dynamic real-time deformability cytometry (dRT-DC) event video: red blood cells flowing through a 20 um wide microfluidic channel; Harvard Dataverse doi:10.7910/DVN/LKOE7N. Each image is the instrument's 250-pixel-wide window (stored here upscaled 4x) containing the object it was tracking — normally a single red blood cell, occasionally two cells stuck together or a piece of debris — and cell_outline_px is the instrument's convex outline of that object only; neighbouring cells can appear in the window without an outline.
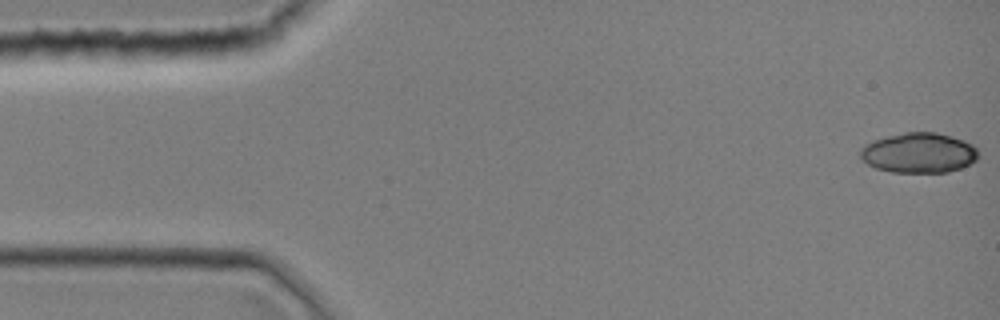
{"species": "common noctule bat (a hibernating species)", "species_latin": "Nyctalus noctula", "temperature_condition": "room temperature", "stored_images_in_passage": 43, "camera_frame_rate_fps": 3000, "um_per_image_px": 0.085, "animal": {"sex": "female", "body_mass_g": 19.0, "forearm_length_mm": 51.5}, "frame": {"image": 1, "passage_image": 1, "time_ms": 0.0, "image_size_px": [1000, 320], "cell_outline_px": [[976, 160], [960, 168], [948, 172], [892, 172], [876, 168], [868, 164], [860, 156], [860, 148], [872, 140], [904, 132], [936, 132], [952, 136], [964, 140], [972, 144], [976, 148]], "centroid_in_image_um": [78.08, 12.98], "position_along_channel_um": 6.9, "area_um2": 27.46}}
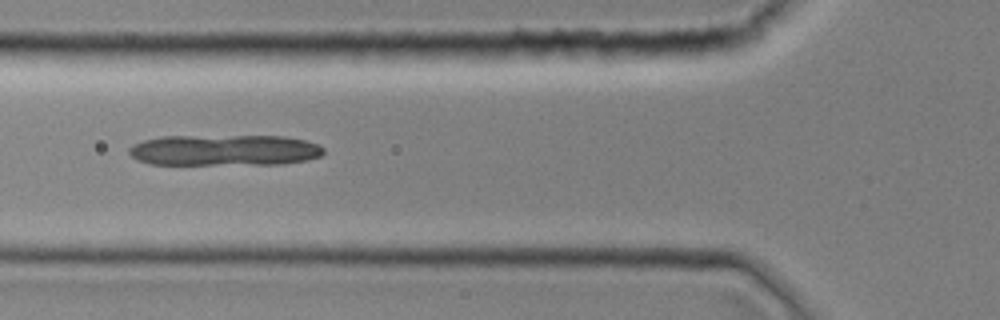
{"frame": {"image": 2, "passage_image": 16, "time_ms": 5.0, "image_size_px": [1000, 320], "cell_outline_px": [[324, 152], [320, 156], [308, 160], [280, 164], [148, 164], [136, 160], [128, 152], [128, 148], [132, 144], [144, 140], [160, 136], [284, 136], [304, 140], [316, 144], [324, 148]], "centroid_in_image_um": [19.04, 12.76], "position_along_channel_um": 106.8, "area_um2": 35.37}}
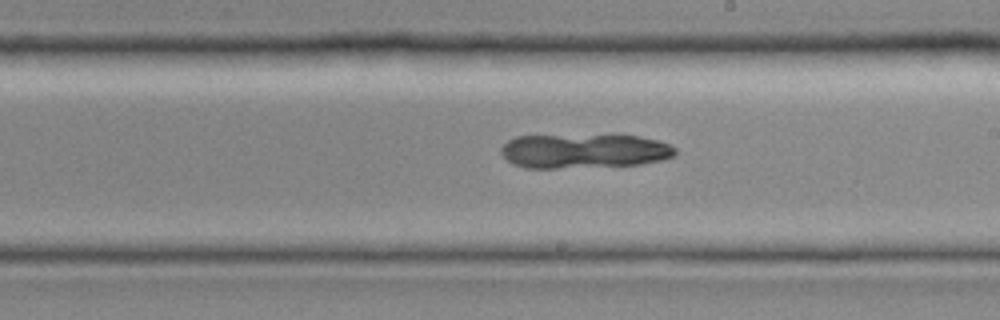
{"frame": {"image": 3, "passage_image": 25, "time_ms": 8.0, "image_size_px": [1000, 320], "cell_outline_px": [[676, 156], [664, 160], [640, 164], [556, 168], [524, 168], [512, 164], [500, 152], [500, 148], [508, 140], [516, 136], [640, 136], [672, 144], [676, 148]], "centroid_in_image_um": [49.67, 12.85], "position_along_channel_um": 239.3, "area_um2": 34.74}}